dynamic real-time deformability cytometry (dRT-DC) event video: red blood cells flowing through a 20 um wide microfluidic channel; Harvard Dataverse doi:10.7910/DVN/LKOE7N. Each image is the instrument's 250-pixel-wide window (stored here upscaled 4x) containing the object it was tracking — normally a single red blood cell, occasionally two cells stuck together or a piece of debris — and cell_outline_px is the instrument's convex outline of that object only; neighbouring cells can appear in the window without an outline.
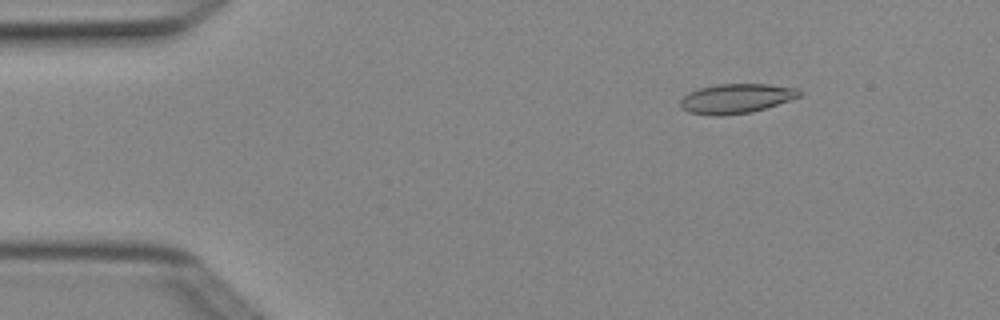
{"species": "Egyptian fruit bat (a non-hibernating species)", "species_latin": "Rousettus aegyptiacus", "temperature_condition": "cold", "stored_images_in_passage": 4, "camera_frame_rate_fps": 3000, "um_per_image_px": 0.085, "animal": {"sex": "female"}, "frame": {"image": 1, "passage_image": 2, "time_ms": 0.333, "image_size_px": [1000, 320], "cell_outline_px": [[800, 96], [752, 112], [720, 116], [712, 116], [688, 112], [680, 108], [680, 100], [688, 92], [700, 88], [716, 84], [768, 84], [796, 88], [800, 92]], "centroid_in_image_um": [62.5, 8.38], "position_along_channel_um": 22.5, "area_um2": 20.4}}